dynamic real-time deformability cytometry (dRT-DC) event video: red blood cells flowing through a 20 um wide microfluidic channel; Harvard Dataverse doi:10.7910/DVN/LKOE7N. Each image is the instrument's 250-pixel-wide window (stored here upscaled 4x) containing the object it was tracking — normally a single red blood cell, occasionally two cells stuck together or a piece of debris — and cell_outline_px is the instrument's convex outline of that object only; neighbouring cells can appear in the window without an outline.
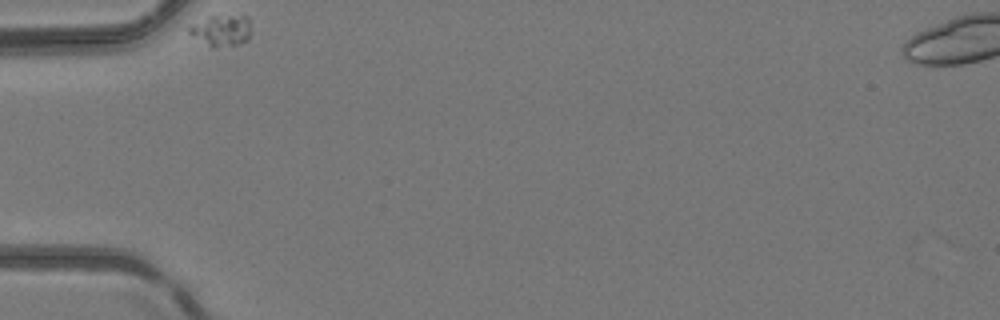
{"species": "common noctule bat (a hibernating species)", "species_latin": "Nyctalus noctula", "temperature_condition": "room temperature", "stored_images_in_passage": 2, "camera_frame_rate_fps": 3000, "um_per_image_px": 0.085, "animal": {"sex": "female", "body_mass_g": 24.6, "forearm_length_mm": 56.2}, "frame": {"image": 1, "passage_image": 1, "time_ms": 0.0, "image_size_px": [1000, 320], "cell_outline_px": [[252, 24], [248, 40], [236, 44], [216, 48], [212, 48], [188, 32], [188, 24], [208, 16], [248, 16]], "centroid_in_image_um": [18.82, 2.57], "position_along_channel_um": 66.2, "area_um2": 11.44}}